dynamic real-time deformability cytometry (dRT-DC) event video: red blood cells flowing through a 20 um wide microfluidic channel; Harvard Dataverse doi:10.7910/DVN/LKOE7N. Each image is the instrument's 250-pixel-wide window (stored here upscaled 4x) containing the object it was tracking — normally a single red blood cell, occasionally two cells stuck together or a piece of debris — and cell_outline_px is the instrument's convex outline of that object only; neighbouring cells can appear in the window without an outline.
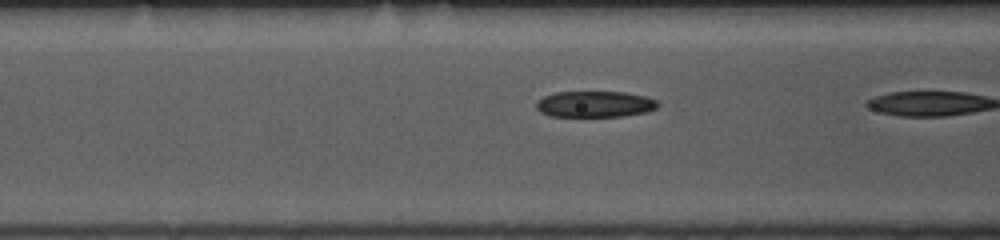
{"species": "common noctule bat (a hibernating species)", "species_latin": "Nyctalus noctula", "temperature_condition": "room temperature", "stored_images_in_passage": 9, "camera_frame_rate_fps": 3000, "um_per_image_px": 0.085, "animal": {"sex": "female", "body_mass_g": 10.0, "forearm_length_mm": 53.1}, "frame": {"image": 1, "passage_image": 8, "time_ms": 2.333, "image_size_px": [1000, 240], "cell_outline_px": [[660, 104], [656, 108], [648, 112], [624, 116], [552, 116], [540, 112], [536, 108], [536, 100], [544, 96], [556, 92], [624, 92], [644, 96], [656, 100]], "centroid_in_image_um": [50.56, 8.85], "position_along_channel_um": 116.0, "area_um2": 18.55}}